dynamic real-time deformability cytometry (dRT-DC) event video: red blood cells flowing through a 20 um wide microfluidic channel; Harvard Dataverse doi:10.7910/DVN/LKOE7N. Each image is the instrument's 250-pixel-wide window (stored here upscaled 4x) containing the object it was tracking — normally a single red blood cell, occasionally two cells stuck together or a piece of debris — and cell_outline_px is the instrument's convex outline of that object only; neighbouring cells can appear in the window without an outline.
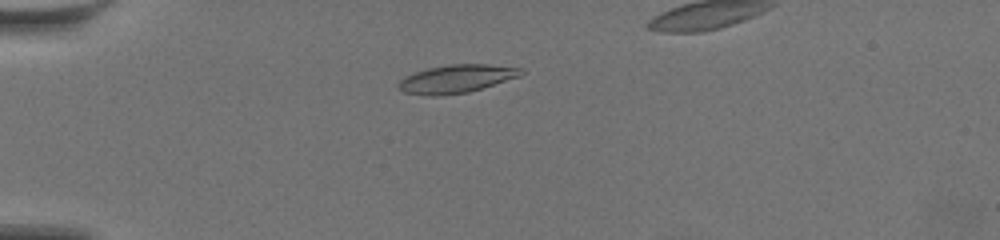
{"species": "common noctule bat (a hibernating species)", "species_latin": "Nyctalus noctula", "temperature_condition": "warm", "stored_images_in_passage": 51, "camera_frame_rate_fps": 3000, "um_per_image_px": 0.085, "animal": {"sex": "female", "body_mass_g": 19.5, "forearm_length_mm": 54.1}, "frame": {"image": 1, "passage_image": 12, "time_ms": 3.667, "image_size_px": [1000, 240], "cell_outline_px": [[524, 72], [520, 76], [468, 92], [440, 96], [428, 96], [404, 92], [400, 88], [400, 80], [416, 72], [428, 68], [452, 64], [484, 64], [524, 68]], "centroid_in_image_um": [38.83, 6.7], "position_along_channel_um": 46.2, "area_um2": 19.77}}
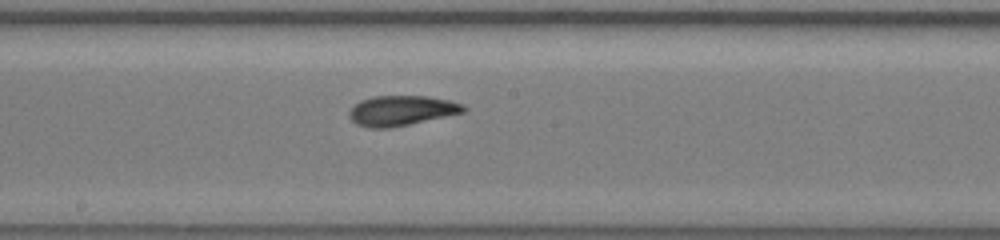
{"frame": {"image": 2, "passage_image": 29, "time_ms": 9.333, "image_size_px": [1000, 240], "cell_outline_px": [[468, 108], [464, 112], [408, 124], [388, 128], [368, 128], [356, 124], [348, 116], [348, 112], [360, 100], [372, 96], [428, 96], [448, 100], [464, 104]], "centroid_in_image_um": [34.11, 9.39], "position_along_channel_um": 214.1, "area_um2": 19.94}}
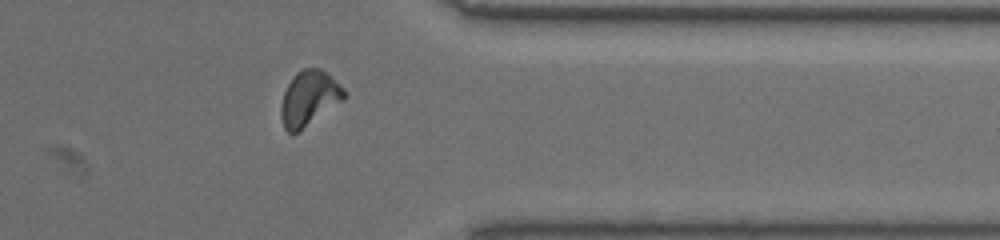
{"frame": {"image": 3, "passage_image": 44, "time_ms": 14.333, "image_size_px": [1000, 240], "cell_outline_px": [[344, 100], [296, 132], [288, 132], [284, 128], [280, 116], [280, 108], [284, 92], [288, 84], [296, 72], [304, 68], [320, 68], [344, 88]], "centroid_in_image_um": [26.25, 8.34], "position_along_channel_um": 385.2, "area_um2": 19.77}}